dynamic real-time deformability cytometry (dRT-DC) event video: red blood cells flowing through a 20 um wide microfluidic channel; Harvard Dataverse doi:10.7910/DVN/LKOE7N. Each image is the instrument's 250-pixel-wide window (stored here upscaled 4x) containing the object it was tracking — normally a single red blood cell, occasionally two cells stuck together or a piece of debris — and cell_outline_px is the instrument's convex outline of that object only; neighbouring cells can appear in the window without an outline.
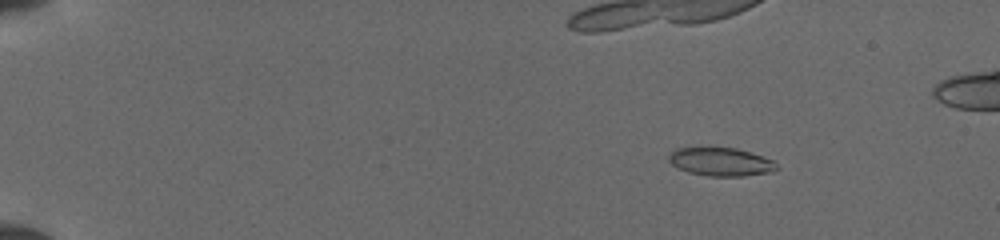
{"species": "common noctule bat (a hibernating species)", "species_latin": "Nyctalus noctula", "temperature_condition": "cold", "stored_images_in_passage": 99, "camera_frame_rate_fps": 3000, "um_per_image_px": 0.085, "animal": {"sex": "female", "body_mass_g": 19.5, "forearm_length_mm": 54.1}, "frame": {"image": 1, "passage_image": 21, "time_ms": 2.667, "image_size_px": [1000, 240], "cell_outline_px": [[776, 168], [772, 172], [740, 176], [708, 176], [688, 172], [676, 168], [668, 160], [668, 156], [676, 148], [696, 144], [708, 144], [736, 148], [772, 160], [776, 164]], "centroid_in_image_um": [61.14, 13.69], "position_along_channel_um": 23.9, "area_um2": 18.55}}
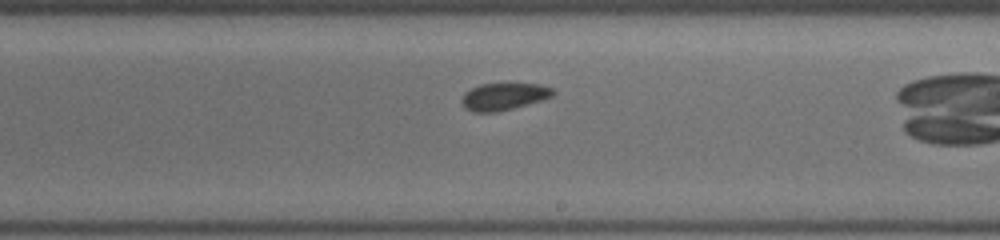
{"frame": {"image": 2, "passage_image": 77, "time_ms": 10.0, "image_size_px": [1000, 240], "cell_outline_px": [[556, 92], [552, 96], [540, 100], [512, 108], [492, 112], [472, 112], [464, 108], [460, 100], [460, 96], [464, 92], [480, 84], [540, 84], [552, 88]], "centroid_in_image_um": [42.76, 8.2], "position_along_channel_um": 246.2, "area_um2": 14.33}}
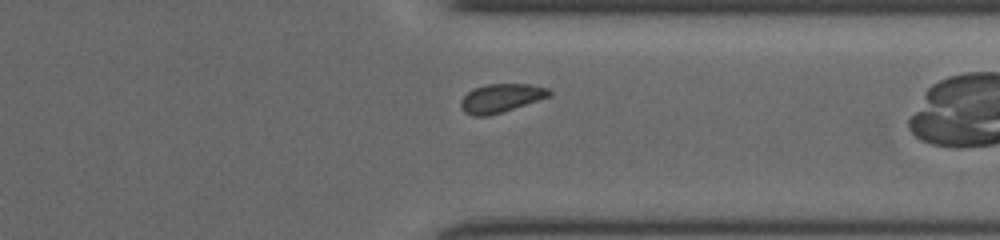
{"frame": {"image": 3, "passage_image": 96, "time_ms": 13.0, "image_size_px": [1000, 240], "cell_outline_px": [[552, 96], [488, 116], [472, 116], [464, 112], [460, 104], [460, 100], [468, 92], [476, 88], [488, 84], [532, 84], [548, 88], [552, 92]], "centroid_in_image_um": [42.61, 8.34], "position_along_channel_um": 368.8, "area_um2": 14.68}}